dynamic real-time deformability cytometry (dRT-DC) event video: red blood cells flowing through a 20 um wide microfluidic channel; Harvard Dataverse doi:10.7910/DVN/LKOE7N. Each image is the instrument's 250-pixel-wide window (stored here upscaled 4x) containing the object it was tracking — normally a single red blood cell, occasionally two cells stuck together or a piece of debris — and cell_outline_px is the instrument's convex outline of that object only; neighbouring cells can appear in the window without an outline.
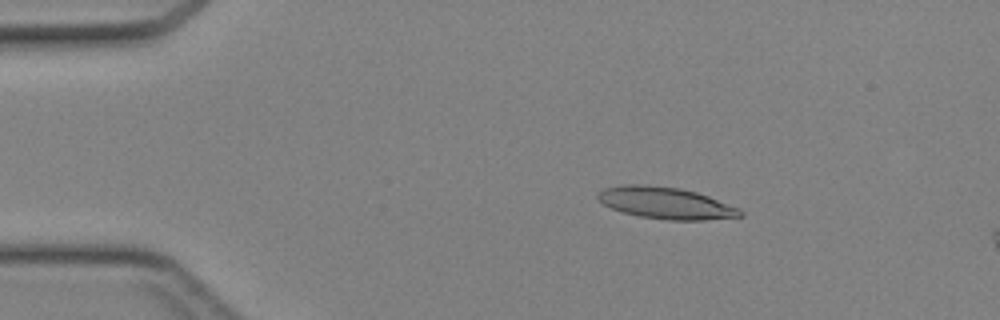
{"species": "Egyptian fruit bat (a non-hibernating species)", "species_latin": "Rousettus aegyptiacus", "temperature_condition": "cold", "stored_images_in_passage": 13, "camera_frame_rate_fps": 3000, "um_per_image_px": 0.085, "animal": {"sex": "female"}, "frame": {"image": 1, "passage_image": 8, "time_ms": 2.333, "image_size_px": [1000, 320], "cell_outline_px": [[744, 216], [704, 220], [664, 220], [640, 216], [624, 212], [612, 208], [604, 204], [596, 196], [596, 192], [604, 188], [624, 184], [636, 184], [680, 188], [696, 192], [708, 196], [740, 208], [744, 212]], "centroid_in_image_um": [56.61, 17.26], "position_along_channel_um": 28.4, "area_um2": 26.3}}